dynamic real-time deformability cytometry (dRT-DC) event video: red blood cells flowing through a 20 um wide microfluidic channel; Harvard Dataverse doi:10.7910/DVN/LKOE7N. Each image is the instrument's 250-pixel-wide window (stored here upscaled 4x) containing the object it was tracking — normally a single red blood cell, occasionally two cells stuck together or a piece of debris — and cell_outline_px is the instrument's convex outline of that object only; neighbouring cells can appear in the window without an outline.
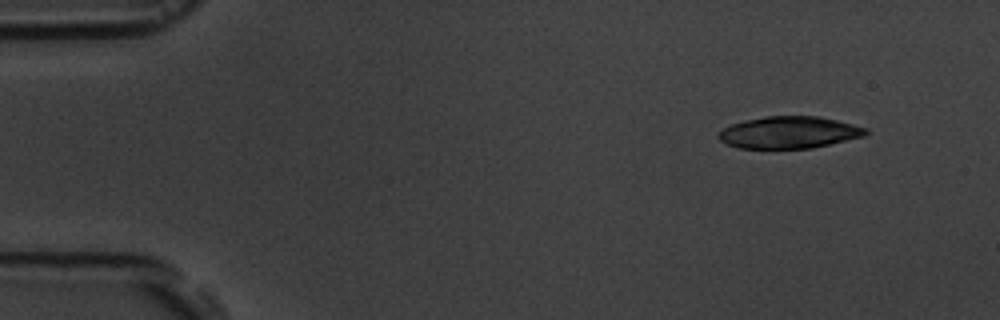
{"species": "common noctule bat (a hibernating species)", "species_latin": "Nyctalus noctula", "temperature_condition": "room temperature", "stored_images_in_passage": 5, "camera_frame_rate_fps": 3000, "um_per_image_px": 0.085, "animal": {"sex": "male", "body_mass_g": 19.5, "forearm_length_mm": 54.6}, "frame": {"image": 1, "passage_image": 1, "time_ms": 0.0, "image_size_px": [1000, 320], "cell_outline_px": [[868, 132], [864, 136], [812, 148], [740, 148], [728, 144], [720, 140], [716, 136], [724, 128], [732, 124], [744, 120], [764, 116], [820, 116], [868, 128]], "centroid_in_image_um": [67.08, 11.25], "position_along_channel_um": 17.9, "area_um2": 27.28}}